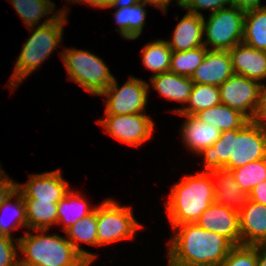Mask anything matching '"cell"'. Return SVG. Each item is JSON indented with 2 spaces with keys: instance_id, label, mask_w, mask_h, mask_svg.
Wrapping results in <instances>:
<instances>
[{
  "instance_id": "cell-1",
  "label": "cell",
  "mask_w": 266,
  "mask_h": 266,
  "mask_svg": "<svg viewBox=\"0 0 266 266\" xmlns=\"http://www.w3.org/2000/svg\"><path fill=\"white\" fill-rule=\"evenodd\" d=\"M204 156L205 170H231L266 158V129L250 121L243 129L222 131L220 138L198 155Z\"/></svg>"
},
{
  "instance_id": "cell-2",
  "label": "cell",
  "mask_w": 266,
  "mask_h": 266,
  "mask_svg": "<svg viewBox=\"0 0 266 266\" xmlns=\"http://www.w3.org/2000/svg\"><path fill=\"white\" fill-rule=\"evenodd\" d=\"M168 244V266H218L234 246L227 238L196 223L174 226Z\"/></svg>"
},
{
  "instance_id": "cell-3",
  "label": "cell",
  "mask_w": 266,
  "mask_h": 266,
  "mask_svg": "<svg viewBox=\"0 0 266 266\" xmlns=\"http://www.w3.org/2000/svg\"><path fill=\"white\" fill-rule=\"evenodd\" d=\"M214 202L212 173L207 171L186 175L172 187L167 200V215L172 227L195 223Z\"/></svg>"
},
{
  "instance_id": "cell-4",
  "label": "cell",
  "mask_w": 266,
  "mask_h": 266,
  "mask_svg": "<svg viewBox=\"0 0 266 266\" xmlns=\"http://www.w3.org/2000/svg\"><path fill=\"white\" fill-rule=\"evenodd\" d=\"M66 9L55 12L38 27H30L33 34L25 42L16 61L9 87L15 89L27 76L34 72L41 63L60 45L64 23L67 21ZM35 28V30H34Z\"/></svg>"
},
{
  "instance_id": "cell-5",
  "label": "cell",
  "mask_w": 266,
  "mask_h": 266,
  "mask_svg": "<svg viewBox=\"0 0 266 266\" xmlns=\"http://www.w3.org/2000/svg\"><path fill=\"white\" fill-rule=\"evenodd\" d=\"M17 238L23 253L20 262L30 266H89L90 263L66 239L59 235H47L48 229Z\"/></svg>"
},
{
  "instance_id": "cell-6",
  "label": "cell",
  "mask_w": 266,
  "mask_h": 266,
  "mask_svg": "<svg viewBox=\"0 0 266 266\" xmlns=\"http://www.w3.org/2000/svg\"><path fill=\"white\" fill-rule=\"evenodd\" d=\"M61 54L69 78L88 93L100 96L113 82L114 76L103 59L81 49H65Z\"/></svg>"
},
{
  "instance_id": "cell-7",
  "label": "cell",
  "mask_w": 266,
  "mask_h": 266,
  "mask_svg": "<svg viewBox=\"0 0 266 266\" xmlns=\"http://www.w3.org/2000/svg\"><path fill=\"white\" fill-rule=\"evenodd\" d=\"M245 11L234 6L221 8L210 13L207 22L203 16L205 36L204 46L212 45V49L228 51L243 40Z\"/></svg>"
},
{
  "instance_id": "cell-8",
  "label": "cell",
  "mask_w": 266,
  "mask_h": 266,
  "mask_svg": "<svg viewBox=\"0 0 266 266\" xmlns=\"http://www.w3.org/2000/svg\"><path fill=\"white\" fill-rule=\"evenodd\" d=\"M142 225L134 218L131 207L106 199L97 207V246L132 239Z\"/></svg>"
},
{
  "instance_id": "cell-9",
  "label": "cell",
  "mask_w": 266,
  "mask_h": 266,
  "mask_svg": "<svg viewBox=\"0 0 266 266\" xmlns=\"http://www.w3.org/2000/svg\"><path fill=\"white\" fill-rule=\"evenodd\" d=\"M150 85L138 78L129 77V80L118 87L114 78L111 85L101 94L105 96V115H129L142 113L148 100Z\"/></svg>"
},
{
  "instance_id": "cell-10",
  "label": "cell",
  "mask_w": 266,
  "mask_h": 266,
  "mask_svg": "<svg viewBox=\"0 0 266 266\" xmlns=\"http://www.w3.org/2000/svg\"><path fill=\"white\" fill-rule=\"evenodd\" d=\"M262 86L245 76L233 74L219 86L221 104L253 121L259 108Z\"/></svg>"
},
{
  "instance_id": "cell-11",
  "label": "cell",
  "mask_w": 266,
  "mask_h": 266,
  "mask_svg": "<svg viewBox=\"0 0 266 266\" xmlns=\"http://www.w3.org/2000/svg\"><path fill=\"white\" fill-rule=\"evenodd\" d=\"M98 123L104 126L105 132L115 139L131 146L140 144L151 138L154 122L143 113L129 115H105Z\"/></svg>"
},
{
  "instance_id": "cell-12",
  "label": "cell",
  "mask_w": 266,
  "mask_h": 266,
  "mask_svg": "<svg viewBox=\"0 0 266 266\" xmlns=\"http://www.w3.org/2000/svg\"><path fill=\"white\" fill-rule=\"evenodd\" d=\"M30 176L28 182L17 185L24 199L58 203L70 190L68 182L62 178L60 169Z\"/></svg>"
},
{
  "instance_id": "cell-13",
  "label": "cell",
  "mask_w": 266,
  "mask_h": 266,
  "mask_svg": "<svg viewBox=\"0 0 266 266\" xmlns=\"http://www.w3.org/2000/svg\"><path fill=\"white\" fill-rule=\"evenodd\" d=\"M199 227L227 238L233 245L241 244L239 211L213 202L195 222Z\"/></svg>"
},
{
  "instance_id": "cell-14",
  "label": "cell",
  "mask_w": 266,
  "mask_h": 266,
  "mask_svg": "<svg viewBox=\"0 0 266 266\" xmlns=\"http://www.w3.org/2000/svg\"><path fill=\"white\" fill-rule=\"evenodd\" d=\"M234 74L229 51L208 50L190 79L196 84L220 86Z\"/></svg>"
},
{
  "instance_id": "cell-15",
  "label": "cell",
  "mask_w": 266,
  "mask_h": 266,
  "mask_svg": "<svg viewBox=\"0 0 266 266\" xmlns=\"http://www.w3.org/2000/svg\"><path fill=\"white\" fill-rule=\"evenodd\" d=\"M234 74L245 76L260 84L266 80V51L255 49L243 42L229 49Z\"/></svg>"
},
{
  "instance_id": "cell-16",
  "label": "cell",
  "mask_w": 266,
  "mask_h": 266,
  "mask_svg": "<svg viewBox=\"0 0 266 266\" xmlns=\"http://www.w3.org/2000/svg\"><path fill=\"white\" fill-rule=\"evenodd\" d=\"M241 244L257 245L266 242V205L249 200L239 211Z\"/></svg>"
},
{
  "instance_id": "cell-17",
  "label": "cell",
  "mask_w": 266,
  "mask_h": 266,
  "mask_svg": "<svg viewBox=\"0 0 266 266\" xmlns=\"http://www.w3.org/2000/svg\"><path fill=\"white\" fill-rule=\"evenodd\" d=\"M214 182V202L240 211L249 201V193L245 192L235 181L230 170L217 169L211 171Z\"/></svg>"
},
{
  "instance_id": "cell-18",
  "label": "cell",
  "mask_w": 266,
  "mask_h": 266,
  "mask_svg": "<svg viewBox=\"0 0 266 266\" xmlns=\"http://www.w3.org/2000/svg\"><path fill=\"white\" fill-rule=\"evenodd\" d=\"M203 15L187 12L178 22L172 41H167L172 51H186L204 46Z\"/></svg>"
},
{
  "instance_id": "cell-19",
  "label": "cell",
  "mask_w": 266,
  "mask_h": 266,
  "mask_svg": "<svg viewBox=\"0 0 266 266\" xmlns=\"http://www.w3.org/2000/svg\"><path fill=\"white\" fill-rule=\"evenodd\" d=\"M187 117L183 123L181 136L184 144L196 154L212 146L221 136V131L214 125L201 121L195 115Z\"/></svg>"
},
{
  "instance_id": "cell-20",
  "label": "cell",
  "mask_w": 266,
  "mask_h": 266,
  "mask_svg": "<svg viewBox=\"0 0 266 266\" xmlns=\"http://www.w3.org/2000/svg\"><path fill=\"white\" fill-rule=\"evenodd\" d=\"M151 84L161 96L170 101L187 104L191 95L194 82L190 77L178 75L172 72H165L151 77Z\"/></svg>"
},
{
  "instance_id": "cell-21",
  "label": "cell",
  "mask_w": 266,
  "mask_h": 266,
  "mask_svg": "<svg viewBox=\"0 0 266 266\" xmlns=\"http://www.w3.org/2000/svg\"><path fill=\"white\" fill-rule=\"evenodd\" d=\"M65 233L68 237L67 240L91 264L97 256L81 249L79 242L97 246V206L91 214L67 228Z\"/></svg>"
},
{
  "instance_id": "cell-22",
  "label": "cell",
  "mask_w": 266,
  "mask_h": 266,
  "mask_svg": "<svg viewBox=\"0 0 266 266\" xmlns=\"http://www.w3.org/2000/svg\"><path fill=\"white\" fill-rule=\"evenodd\" d=\"M195 116L203 122L214 125L221 132L243 129L250 122L241 112L224 104L201 110Z\"/></svg>"
},
{
  "instance_id": "cell-23",
  "label": "cell",
  "mask_w": 266,
  "mask_h": 266,
  "mask_svg": "<svg viewBox=\"0 0 266 266\" xmlns=\"http://www.w3.org/2000/svg\"><path fill=\"white\" fill-rule=\"evenodd\" d=\"M144 7L146 4L139 2L115 11L114 19L119 27V30H115L121 33L123 38L134 40L141 35L147 13Z\"/></svg>"
},
{
  "instance_id": "cell-24",
  "label": "cell",
  "mask_w": 266,
  "mask_h": 266,
  "mask_svg": "<svg viewBox=\"0 0 266 266\" xmlns=\"http://www.w3.org/2000/svg\"><path fill=\"white\" fill-rule=\"evenodd\" d=\"M58 221L57 224L63 223V230L76 224L83 217L91 214L95 208L89 206L84 198L78 193L69 190L65 196L57 203Z\"/></svg>"
},
{
  "instance_id": "cell-25",
  "label": "cell",
  "mask_w": 266,
  "mask_h": 266,
  "mask_svg": "<svg viewBox=\"0 0 266 266\" xmlns=\"http://www.w3.org/2000/svg\"><path fill=\"white\" fill-rule=\"evenodd\" d=\"M242 42L266 51V5L245 11Z\"/></svg>"
},
{
  "instance_id": "cell-26",
  "label": "cell",
  "mask_w": 266,
  "mask_h": 266,
  "mask_svg": "<svg viewBox=\"0 0 266 266\" xmlns=\"http://www.w3.org/2000/svg\"><path fill=\"white\" fill-rule=\"evenodd\" d=\"M26 206L27 228L49 229L52 224H57V203L51 201H36V199H24Z\"/></svg>"
},
{
  "instance_id": "cell-27",
  "label": "cell",
  "mask_w": 266,
  "mask_h": 266,
  "mask_svg": "<svg viewBox=\"0 0 266 266\" xmlns=\"http://www.w3.org/2000/svg\"><path fill=\"white\" fill-rule=\"evenodd\" d=\"M189 106L175 109L179 115H196L201 110L221 104L219 87L194 83L188 102Z\"/></svg>"
},
{
  "instance_id": "cell-28",
  "label": "cell",
  "mask_w": 266,
  "mask_h": 266,
  "mask_svg": "<svg viewBox=\"0 0 266 266\" xmlns=\"http://www.w3.org/2000/svg\"><path fill=\"white\" fill-rule=\"evenodd\" d=\"M143 65L158 75L169 72L172 50L167 41L158 39L146 44L141 51Z\"/></svg>"
},
{
  "instance_id": "cell-29",
  "label": "cell",
  "mask_w": 266,
  "mask_h": 266,
  "mask_svg": "<svg viewBox=\"0 0 266 266\" xmlns=\"http://www.w3.org/2000/svg\"><path fill=\"white\" fill-rule=\"evenodd\" d=\"M14 197L16 198L15 204L11 203V200H13ZM8 208H10L11 211L13 210L12 217L15 219L14 222L11 221V219V223L9 224H7L8 222H5L6 218L2 216V212L6 211ZM21 226L27 227L26 206L21 191L16 188V190L0 206V235L12 237L11 232Z\"/></svg>"
},
{
  "instance_id": "cell-30",
  "label": "cell",
  "mask_w": 266,
  "mask_h": 266,
  "mask_svg": "<svg viewBox=\"0 0 266 266\" xmlns=\"http://www.w3.org/2000/svg\"><path fill=\"white\" fill-rule=\"evenodd\" d=\"M10 2L27 28L35 27L44 15H49L55 10L51 0H10Z\"/></svg>"
},
{
  "instance_id": "cell-31",
  "label": "cell",
  "mask_w": 266,
  "mask_h": 266,
  "mask_svg": "<svg viewBox=\"0 0 266 266\" xmlns=\"http://www.w3.org/2000/svg\"><path fill=\"white\" fill-rule=\"evenodd\" d=\"M209 48L200 46L186 51H172L169 71L178 75L191 77L203 62Z\"/></svg>"
},
{
  "instance_id": "cell-32",
  "label": "cell",
  "mask_w": 266,
  "mask_h": 266,
  "mask_svg": "<svg viewBox=\"0 0 266 266\" xmlns=\"http://www.w3.org/2000/svg\"><path fill=\"white\" fill-rule=\"evenodd\" d=\"M230 171L240 188L250 193L255 186L266 180V158L250 162Z\"/></svg>"
},
{
  "instance_id": "cell-33",
  "label": "cell",
  "mask_w": 266,
  "mask_h": 266,
  "mask_svg": "<svg viewBox=\"0 0 266 266\" xmlns=\"http://www.w3.org/2000/svg\"><path fill=\"white\" fill-rule=\"evenodd\" d=\"M218 266H257V245H234Z\"/></svg>"
},
{
  "instance_id": "cell-34",
  "label": "cell",
  "mask_w": 266,
  "mask_h": 266,
  "mask_svg": "<svg viewBox=\"0 0 266 266\" xmlns=\"http://www.w3.org/2000/svg\"><path fill=\"white\" fill-rule=\"evenodd\" d=\"M16 244L12 237L0 235V266H16L19 258L16 246L19 247V242L16 239Z\"/></svg>"
},
{
  "instance_id": "cell-35",
  "label": "cell",
  "mask_w": 266,
  "mask_h": 266,
  "mask_svg": "<svg viewBox=\"0 0 266 266\" xmlns=\"http://www.w3.org/2000/svg\"><path fill=\"white\" fill-rule=\"evenodd\" d=\"M226 6H230V0H193L186 9L188 12L203 15L199 9H208L213 13Z\"/></svg>"
},
{
  "instance_id": "cell-36",
  "label": "cell",
  "mask_w": 266,
  "mask_h": 266,
  "mask_svg": "<svg viewBox=\"0 0 266 266\" xmlns=\"http://www.w3.org/2000/svg\"><path fill=\"white\" fill-rule=\"evenodd\" d=\"M17 185L18 183L9 178L0 165V206L16 190Z\"/></svg>"
},
{
  "instance_id": "cell-37",
  "label": "cell",
  "mask_w": 266,
  "mask_h": 266,
  "mask_svg": "<svg viewBox=\"0 0 266 266\" xmlns=\"http://www.w3.org/2000/svg\"><path fill=\"white\" fill-rule=\"evenodd\" d=\"M265 120V121H264ZM266 129V85L264 84L260 94V104L256 116L253 120Z\"/></svg>"
},
{
  "instance_id": "cell-38",
  "label": "cell",
  "mask_w": 266,
  "mask_h": 266,
  "mask_svg": "<svg viewBox=\"0 0 266 266\" xmlns=\"http://www.w3.org/2000/svg\"><path fill=\"white\" fill-rule=\"evenodd\" d=\"M249 200L266 205V180L250 191Z\"/></svg>"
},
{
  "instance_id": "cell-39",
  "label": "cell",
  "mask_w": 266,
  "mask_h": 266,
  "mask_svg": "<svg viewBox=\"0 0 266 266\" xmlns=\"http://www.w3.org/2000/svg\"><path fill=\"white\" fill-rule=\"evenodd\" d=\"M260 2L261 0H230V5L243 11H248L263 7Z\"/></svg>"
},
{
  "instance_id": "cell-40",
  "label": "cell",
  "mask_w": 266,
  "mask_h": 266,
  "mask_svg": "<svg viewBox=\"0 0 266 266\" xmlns=\"http://www.w3.org/2000/svg\"><path fill=\"white\" fill-rule=\"evenodd\" d=\"M257 266H266V242L257 244Z\"/></svg>"
},
{
  "instance_id": "cell-41",
  "label": "cell",
  "mask_w": 266,
  "mask_h": 266,
  "mask_svg": "<svg viewBox=\"0 0 266 266\" xmlns=\"http://www.w3.org/2000/svg\"><path fill=\"white\" fill-rule=\"evenodd\" d=\"M172 0H140L141 3L151 4L154 7H158L163 10V13H167L166 9Z\"/></svg>"
},
{
  "instance_id": "cell-42",
  "label": "cell",
  "mask_w": 266,
  "mask_h": 266,
  "mask_svg": "<svg viewBox=\"0 0 266 266\" xmlns=\"http://www.w3.org/2000/svg\"><path fill=\"white\" fill-rule=\"evenodd\" d=\"M140 0H115L113 2V4L111 6H109L110 8H124V7H128L131 5H134L136 3H139Z\"/></svg>"
},
{
  "instance_id": "cell-43",
  "label": "cell",
  "mask_w": 266,
  "mask_h": 266,
  "mask_svg": "<svg viewBox=\"0 0 266 266\" xmlns=\"http://www.w3.org/2000/svg\"><path fill=\"white\" fill-rule=\"evenodd\" d=\"M73 2H77V3L85 2L93 7L101 8V0H73Z\"/></svg>"
},
{
  "instance_id": "cell-44",
  "label": "cell",
  "mask_w": 266,
  "mask_h": 266,
  "mask_svg": "<svg viewBox=\"0 0 266 266\" xmlns=\"http://www.w3.org/2000/svg\"><path fill=\"white\" fill-rule=\"evenodd\" d=\"M193 0H179L177 2V4L181 7V8H187L191 3H192Z\"/></svg>"
},
{
  "instance_id": "cell-45",
  "label": "cell",
  "mask_w": 266,
  "mask_h": 266,
  "mask_svg": "<svg viewBox=\"0 0 266 266\" xmlns=\"http://www.w3.org/2000/svg\"><path fill=\"white\" fill-rule=\"evenodd\" d=\"M115 0H101V8H109Z\"/></svg>"
},
{
  "instance_id": "cell-46",
  "label": "cell",
  "mask_w": 266,
  "mask_h": 266,
  "mask_svg": "<svg viewBox=\"0 0 266 266\" xmlns=\"http://www.w3.org/2000/svg\"><path fill=\"white\" fill-rule=\"evenodd\" d=\"M16 266H30V265H27V264H24V263H22V262L18 261V263H17V265H16Z\"/></svg>"
}]
</instances>
